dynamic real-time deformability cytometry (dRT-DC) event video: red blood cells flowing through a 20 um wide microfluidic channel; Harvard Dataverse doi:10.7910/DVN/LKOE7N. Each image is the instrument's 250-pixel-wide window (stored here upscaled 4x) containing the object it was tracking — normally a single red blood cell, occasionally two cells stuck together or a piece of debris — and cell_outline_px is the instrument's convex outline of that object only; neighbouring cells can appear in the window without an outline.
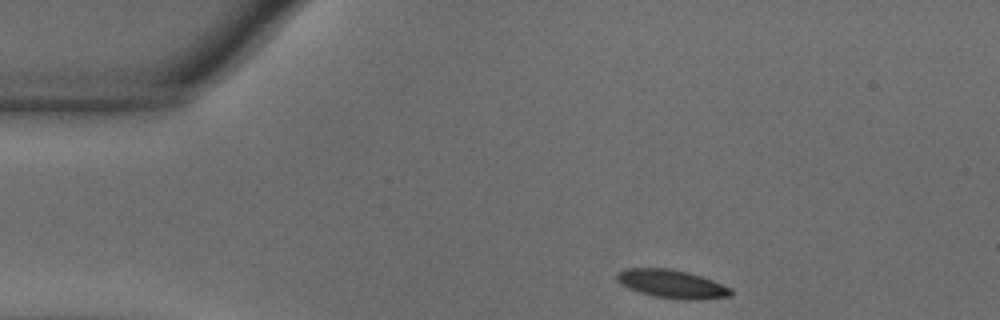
{"species": "common noctule bat (a hibernating species)", "species_latin": "Nyctalus noctula", "temperature_condition": "warm", "stored_images_in_passage": 11, "camera_frame_rate_fps": 3000, "um_per_image_px": 0.085, "animal": {"sex": "male", "body_mass_g": 18.8}, "frame": {"image": 1, "passage_image": 1, "time_ms": 0.0, "image_size_px": [1000, 320], "cell_outline_px": [[732, 296], [696, 300], [684, 300], [656, 296], [640, 292], [628, 288], [620, 284], [616, 280], [616, 272], [624, 268], [672, 268], [688, 272], [712, 280], [732, 288]], "centroid_in_image_um": [57.09, 24.12], "position_along_channel_um": 27.9, "area_um2": 18.96}}
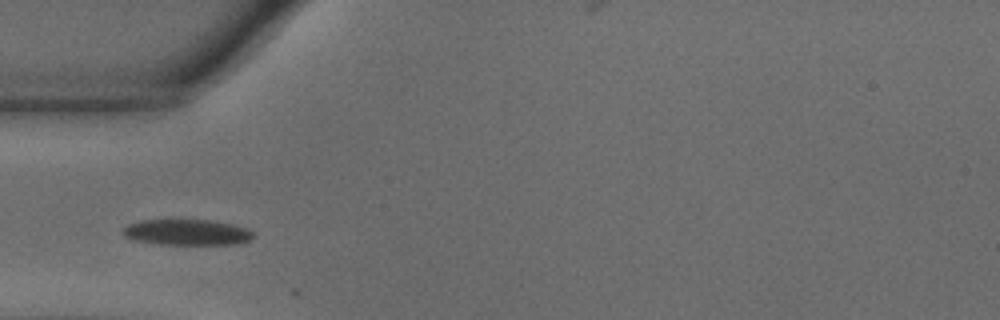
{"frame": {"image": 2, "passage_image": 9, "time_ms": 2.667, "image_size_px": [1000, 320], "cell_outline_px": [[252, 240], [240, 244], [160, 244], [136, 240], [124, 236], [120, 232], [128, 224], [144, 220], [212, 220], [232, 224], [248, 228], [252, 232]], "centroid_in_image_um": [15.92, 19.74], "position_along_channel_um": 69.1, "area_um2": 19.59}}